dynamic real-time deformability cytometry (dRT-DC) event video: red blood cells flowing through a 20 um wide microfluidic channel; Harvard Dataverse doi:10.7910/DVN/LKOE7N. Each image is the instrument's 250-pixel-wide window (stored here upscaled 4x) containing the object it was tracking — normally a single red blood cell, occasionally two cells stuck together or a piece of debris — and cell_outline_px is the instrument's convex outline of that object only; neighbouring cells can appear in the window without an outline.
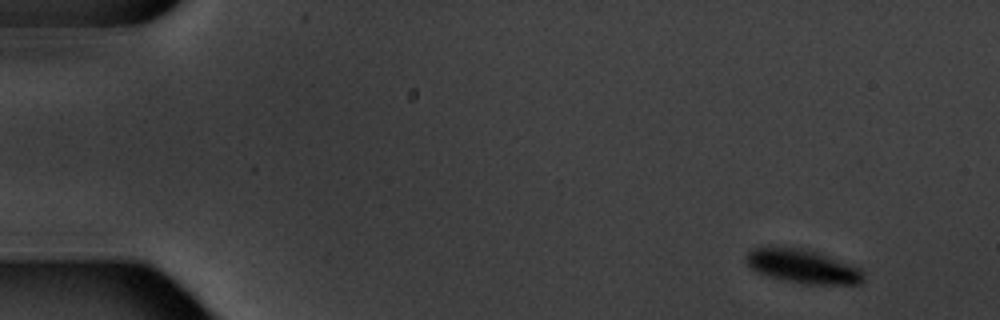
{"species": "common noctule bat (a hibernating species)", "species_latin": "Nyctalus noctula", "temperature_condition": "warm", "stored_images_in_passage": 4, "camera_frame_rate_fps": 3000, "um_per_image_px": 0.085, "animal": {"sex": "male", "body_mass_g": 20.1, "forearm_length_mm": 53.5}, "frame": {"image": 1, "passage_image": 1, "time_ms": 0.0, "image_size_px": [1000, 320], "cell_outline_px": [[864, 280], [860, 284], [804, 284], [756, 272], [748, 264], [748, 252], [752, 248], [800, 248], [816, 252], [828, 256], [860, 268], [864, 276]], "centroid_in_image_um": [68.29, 22.65], "position_along_channel_um": 16.7, "area_um2": 22.37}}
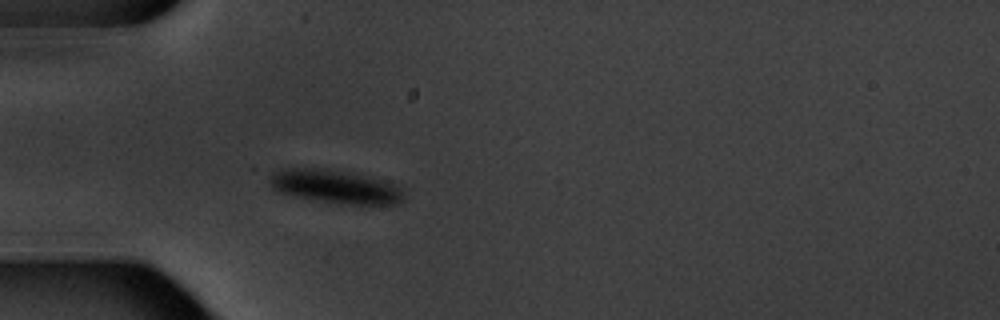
{"frame": {"image": 2, "passage_image": 4, "time_ms": 4.333, "image_size_px": [1000, 320], "cell_outline_px": [[404, 200], [396, 204], [348, 204], [276, 192], [272, 188], [268, 180], [272, 172], [280, 168], [324, 168], [352, 172], [372, 176], [388, 180], [396, 184], [400, 188], [404, 196]], "centroid_in_image_um": [28.53, 15.82], "position_along_channel_um": 56.5, "area_um2": 26.36}}